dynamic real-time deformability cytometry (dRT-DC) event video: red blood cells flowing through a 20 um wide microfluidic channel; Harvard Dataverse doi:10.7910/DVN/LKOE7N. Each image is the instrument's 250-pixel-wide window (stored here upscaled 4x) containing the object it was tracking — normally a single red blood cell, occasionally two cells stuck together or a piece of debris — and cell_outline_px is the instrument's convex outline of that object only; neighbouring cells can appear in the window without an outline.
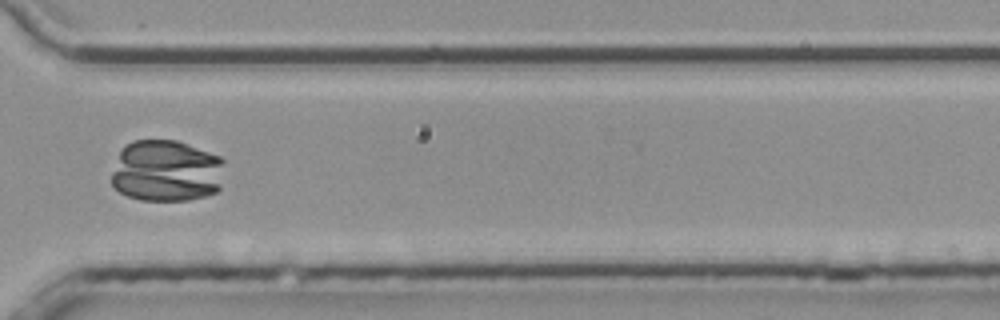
{"species": "common noctule bat (a hibernating species)", "species_latin": "Nyctalus noctula", "temperature_condition": "room temperature", "stored_images_in_passage": 51, "camera_frame_rate_fps": 3000, "um_per_image_px": 0.085, "animal": {"sex": "male", "body_mass_g": 20.4}, "frame": {"image": 1, "passage_image": 37, "time_ms": 12.0, "image_size_px": [1000, 320], "cell_outline_px": [[224, 160], [220, 188], [216, 192], [204, 196], [188, 200], [140, 200], [128, 196], [120, 192], [112, 184], [112, 172], [120, 152], [124, 144], [132, 140], [176, 140], [220, 156]], "centroid_in_image_um": [14.14, 14.52], "position_along_channel_um": 356.5, "area_um2": 40.86}}